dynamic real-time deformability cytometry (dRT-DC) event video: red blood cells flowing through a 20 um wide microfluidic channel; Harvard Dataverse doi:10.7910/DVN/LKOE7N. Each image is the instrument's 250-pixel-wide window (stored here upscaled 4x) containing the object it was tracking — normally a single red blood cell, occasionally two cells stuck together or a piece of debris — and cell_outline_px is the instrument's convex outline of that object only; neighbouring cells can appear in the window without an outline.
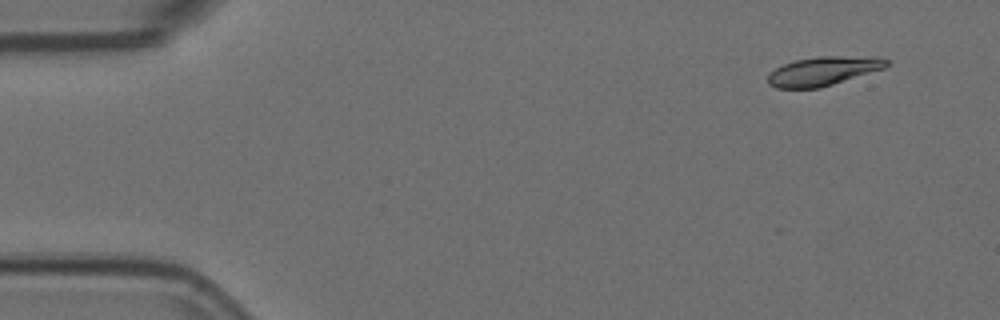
{"species": "Egyptian fruit bat (a non-hibernating species)", "species_latin": "Rousettus aegyptiacus", "temperature_condition": "room temperature", "stored_images_in_passage": 6, "camera_frame_rate_fps": 3000, "um_per_image_px": 0.085, "animal": {"sex": "female"}, "frame": {"image": 1, "passage_image": 2, "time_ms": 0.333, "image_size_px": [1000, 320], "cell_outline_px": [[888, 64], [884, 68], [820, 88], [776, 88], [768, 84], [768, 72], [784, 64], [796, 60], [820, 56], [880, 56], [888, 60]], "centroid_in_image_um": [69.97, 6.03], "position_along_channel_um": 15.0, "area_um2": 20.0}}
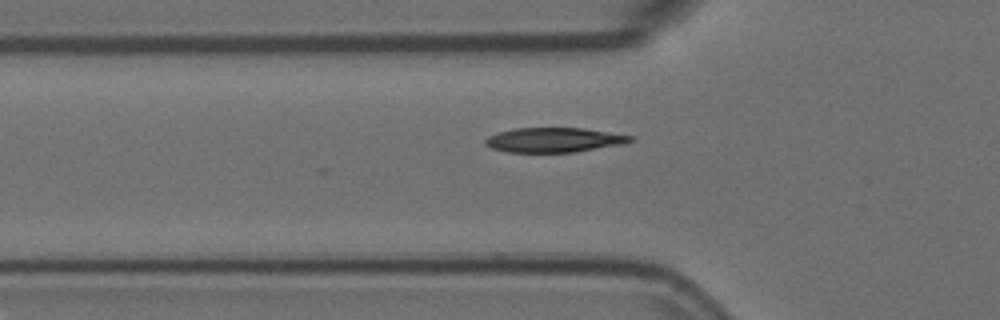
{"frame": {"image": 2, "passage_image": 6, "time_ms": 1.667, "image_size_px": [1000, 320], "cell_outline_px": [[632, 140], [620, 144], [572, 152], [508, 152], [492, 148], [484, 144], [484, 140], [488, 136], [512, 128], [584, 128], [632, 136]], "centroid_in_image_um": [47.01, 11.89], "position_along_channel_um": 78.8, "area_um2": 20.46}}